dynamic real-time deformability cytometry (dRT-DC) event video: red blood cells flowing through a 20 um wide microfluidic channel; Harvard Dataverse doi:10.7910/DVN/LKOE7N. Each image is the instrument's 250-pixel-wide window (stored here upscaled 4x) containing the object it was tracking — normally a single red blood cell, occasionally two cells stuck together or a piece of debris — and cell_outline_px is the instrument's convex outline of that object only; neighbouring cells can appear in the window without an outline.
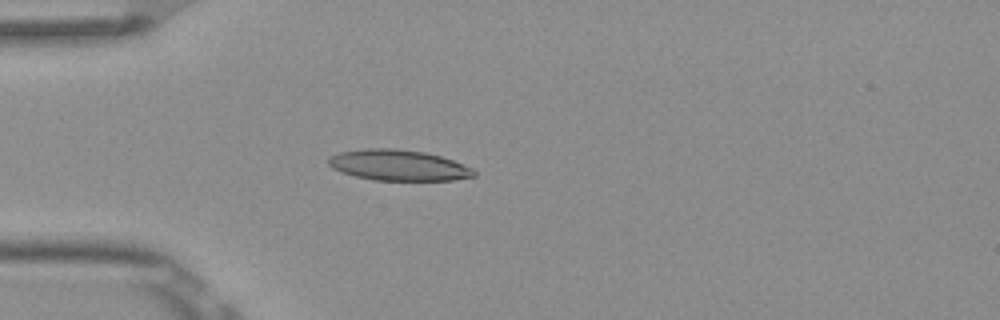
{"species": "Egyptian fruit bat (a non-hibernating species)", "species_latin": "Rousettus aegyptiacus", "temperature_condition": "room temperature", "stored_images_in_passage": 6, "camera_frame_rate_fps": 3000, "um_per_image_px": 0.085, "frame": {"image": 1, "passage_image": 4, "time_ms": 1.0, "image_size_px": [1000, 320], "cell_outline_px": [[476, 176], [452, 180], [376, 180], [356, 176], [340, 172], [332, 168], [328, 164], [328, 160], [332, 156], [340, 152], [368, 148], [396, 148], [424, 152], [440, 156], [452, 160], [472, 168], [476, 172]], "centroid_in_image_um": [33.87, 14.04], "position_along_channel_um": 51.1, "area_um2": 25.95}}
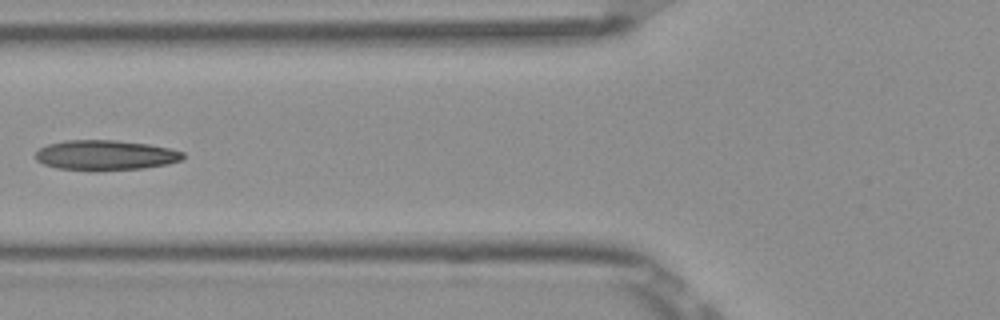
{"frame": {"image": 2, "passage_image": 6, "time_ms": 1.667, "image_size_px": [1000, 320], "cell_outline_px": [[184, 156], [180, 160], [168, 164], [144, 168], [56, 168], [44, 164], [36, 160], [36, 152], [40, 148], [48, 144], [64, 140], [116, 140], [148, 144], [168, 148], [184, 152]], "centroid_in_image_um": [8.97, 13.15], "position_along_channel_um": 116.8, "area_um2": 24.91}}